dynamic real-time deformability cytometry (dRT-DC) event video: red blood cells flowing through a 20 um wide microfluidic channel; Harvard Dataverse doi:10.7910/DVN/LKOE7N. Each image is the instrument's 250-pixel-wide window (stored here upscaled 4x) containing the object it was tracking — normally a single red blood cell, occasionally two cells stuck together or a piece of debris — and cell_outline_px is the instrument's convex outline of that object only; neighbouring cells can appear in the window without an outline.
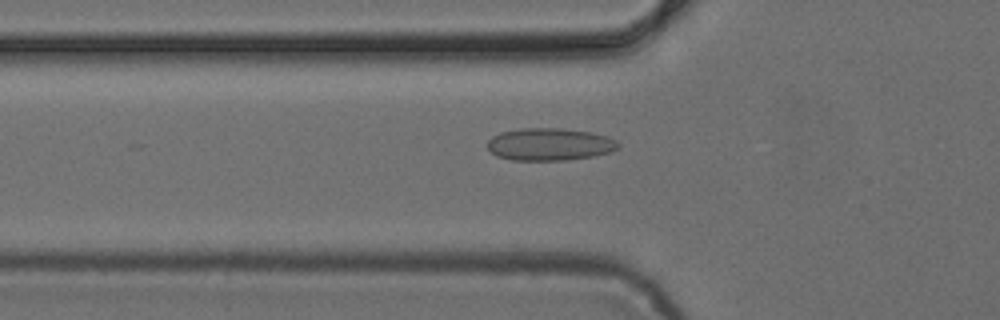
{"species": "common noctule bat (a hibernating species)", "species_latin": "Nyctalus noctula", "temperature_condition": "cold", "stored_images_in_passage": 29, "camera_frame_rate_fps": 3000, "um_per_image_px": 0.085, "animal": {"sex": "female", "body_mass_g": 24.6, "forearm_length_mm": 56.2}, "frame": {"image": 1, "passage_image": 18, "time_ms": 5.667, "image_size_px": [1000, 320], "cell_outline_px": [[620, 148], [612, 152], [596, 156], [568, 160], [512, 160], [496, 156], [488, 148], [488, 140], [492, 136], [500, 132], [524, 128], [560, 128], [592, 132], [608, 136], [616, 140], [620, 144]], "centroid_in_image_um": [46.77, 12.27], "position_along_channel_um": 79.0, "area_um2": 25.03}}
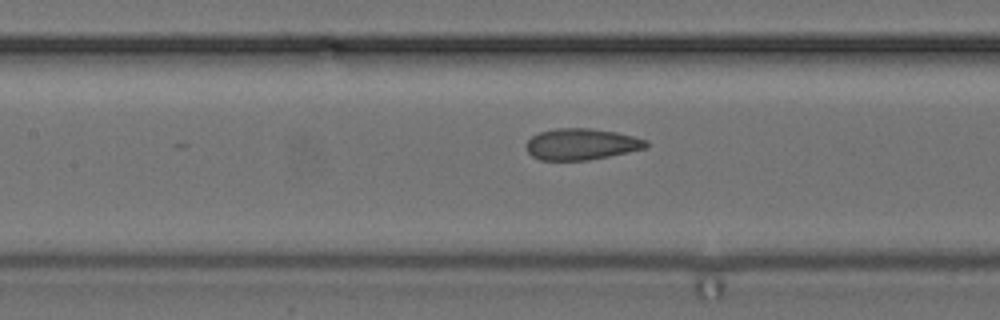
{"frame": {"image": 2, "passage_image": 24, "time_ms": 7.667, "image_size_px": [1000, 320], "cell_outline_px": [[648, 148], [588, 160], [540, 160], [532, 156], [528, 152], [524, 144], [532, 136], [540, 132], [556, 128], [588, 128], [616, 132], [648, 140]], "centroid_in_image_um": [49.41, 12.25], "position_along_channel_um": 158.0, "area_um2": 21.91}}
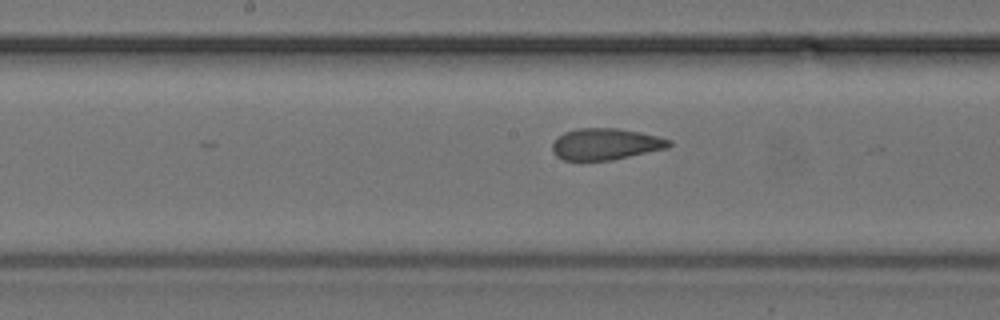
{"frame": {"image": 3, "passage_image": 27, "time_ms": 8.667, "image_size_px": [1000, 320], "cell_outline_px": [[672, 144], [668, 148], [612, 160], [564, 160], [556, 156], [552, 152], [552, 144], [564, 132], [576, 128], [616, 128], [640, 132], [672, 140]], "centroid_in_image_um": [51.48, 12.25], "position_along_channel_um": 196.7, "area_um2": 21.39}}